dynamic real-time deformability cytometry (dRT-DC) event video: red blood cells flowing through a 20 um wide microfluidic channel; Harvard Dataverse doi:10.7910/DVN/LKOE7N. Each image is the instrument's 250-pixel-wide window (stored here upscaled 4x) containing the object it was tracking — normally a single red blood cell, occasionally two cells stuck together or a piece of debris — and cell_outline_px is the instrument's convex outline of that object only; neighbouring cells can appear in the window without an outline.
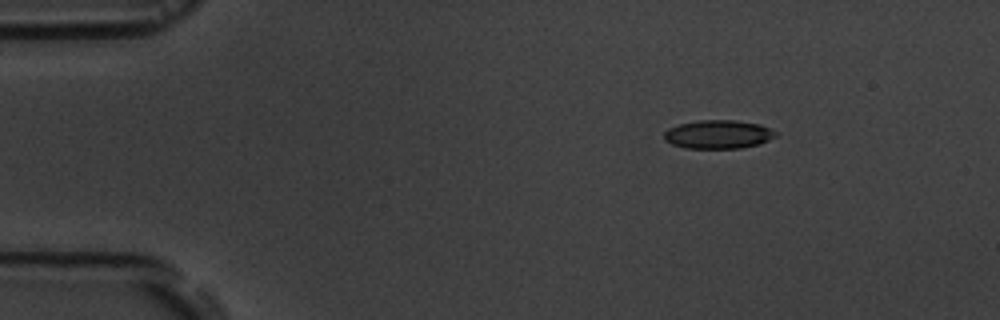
{"species": "common noctule bat (a hibernating species)", "species_latin": "Nyctalus noctula", "temperature_condition": "room temperature", "stored_images_in_passage": 14, "camera_frame_rate_fps": 3000, "um_per_image_px": 0.085, "animal": {"sex": "male", "body_mass_g": 19.5, "forearm_length_mm": 54.6}, "frame": {"image": 1, "passage_image": 1, "time_ms": 0.0, "image_size_px": [1000, 320], "cell_outline_px": [[776, 136], [760, 144], [740, 148], [684, 148], [672, 144], [664, 140], [664, 132], [668, 128], [680, 124], [700, 120], [736, 120], [760, 124], [776, 132]], "centroid_in_image_um": [61.03, 11.42], "position_along_channel_um": 24.0, "area_um2": 18.55}}
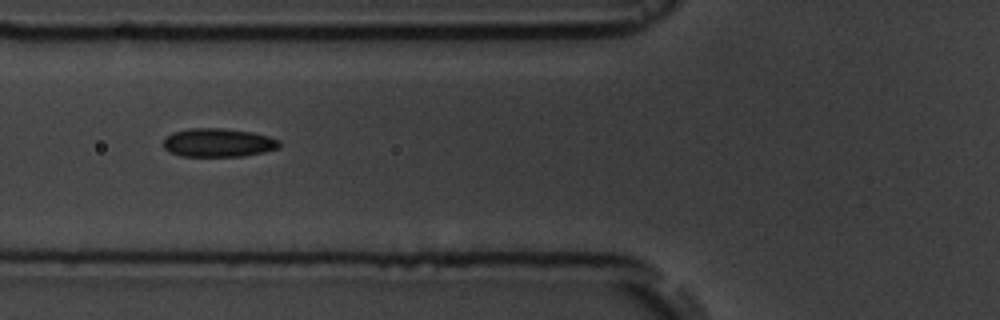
{"frame": {"image": 2, "passage_image": 4, "time_ms": 4.333, "image_size_px": [1000, 320], "cell_outline_px": [[280, 148], [264, 152], [240, 156], [180, 156], [168, 152], [164, 148], [164, 140], [172, 132], [188, 128], [224, 128], [252, 132], [268, 136], [280, 140]], "centroid_in_image_um": [18.55, 12.12], "position_along_channel_um": 107.3, "area_um2": 19.42}}
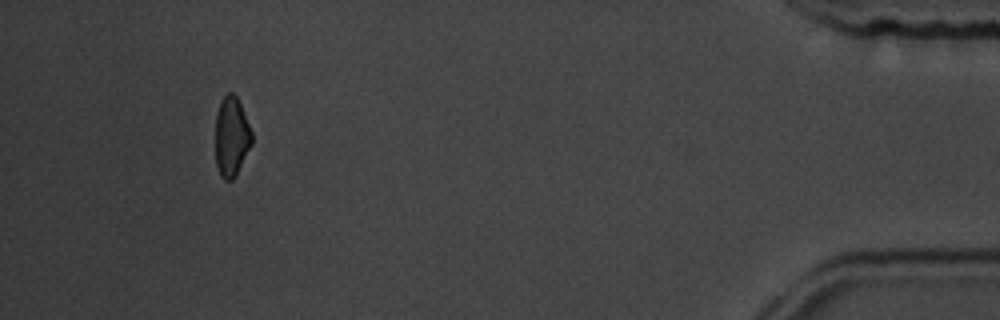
{"frame": {"image": 3, "passage_image": 13, "time_ms": 14.667, "image_size_px": [1000, 320], "cell_outline_px": [[252, 144], [236, 176], [232, 180], [224, 180], [220, 176], [216, 164], [216, 112], [224, 96], [228, 92], [232, 92], [236, 96], [240, 104], [252, 132]], "centroid_in_image_um": [19.68, 11.65], "position_along_channel_um": 415.5, "area_um2": 16.88}, "authors_computed_cell_mechanics": {"area_um2": 18.5827, "velocity_mm_per_s": 3.6454, "shape_relaxation_time_tau1_ms": 5.5045, "shape_relaxation_time_tau2_ms": null, "deformation_change_tau1": 0.0983, "deformation_change_tau2": null}}